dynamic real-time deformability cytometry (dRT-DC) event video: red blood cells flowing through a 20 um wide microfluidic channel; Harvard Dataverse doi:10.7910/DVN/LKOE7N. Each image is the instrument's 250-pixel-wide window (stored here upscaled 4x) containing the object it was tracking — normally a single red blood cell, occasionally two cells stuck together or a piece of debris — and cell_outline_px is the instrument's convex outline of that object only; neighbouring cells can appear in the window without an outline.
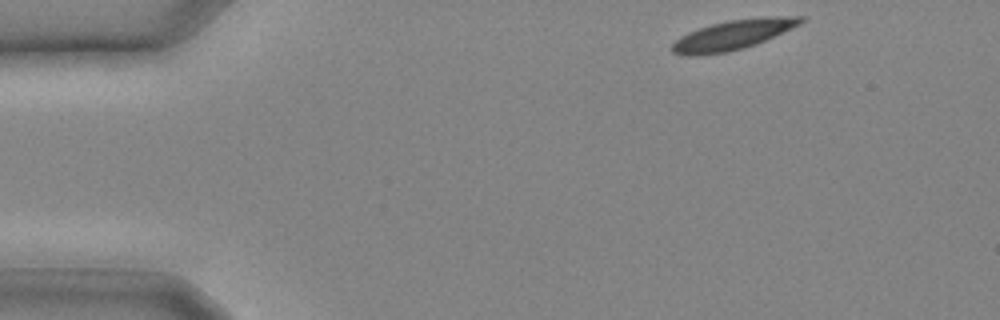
{"species": "common noctule bat (a hibernating species)", "species_latin": "Nyctalus noctula", "temperature_condition": "cold", "stored_images_in_passage": 6, "camera_frame_rate_fps": 3000, "um_per_image_px": 0.085, "animal": {"sex": "male", "body_mass_g": 20.4}, "frame": {"image": 1, "passage_image": 1, "time_ms": 0.0, "image_size_px": [1000, 320], "cell_outline_px": [[804, 20], [800, 24], [756, 44], [744, 48], [728, 52], [696, 56], [688, 56], [672, 52], [672, 44], [680, 36], [688, 32], [712, 24], [728, 20], [764, 16], [804, 16]], "centroid_in_image_um": [62.29, 2.96], "position_along_channel_um": 22.7, "area_um2": 22.2}}